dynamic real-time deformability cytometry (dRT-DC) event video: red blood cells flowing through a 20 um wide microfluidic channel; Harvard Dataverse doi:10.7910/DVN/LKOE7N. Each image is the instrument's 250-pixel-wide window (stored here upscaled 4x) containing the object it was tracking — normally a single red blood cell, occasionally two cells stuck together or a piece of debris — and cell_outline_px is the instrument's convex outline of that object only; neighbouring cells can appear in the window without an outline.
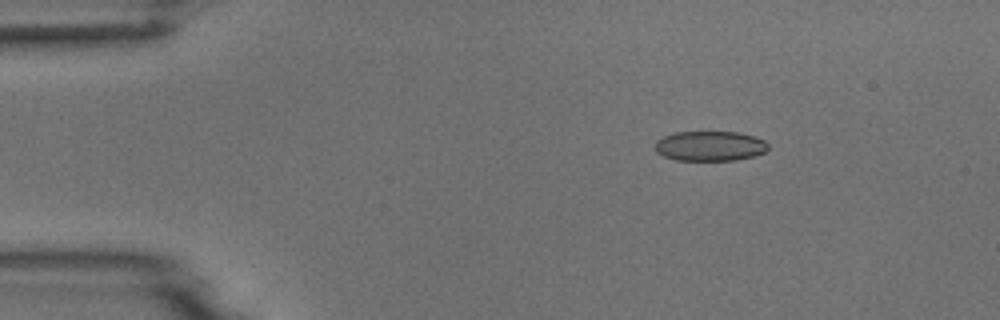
{"species": "common noctule bat (a hibernating species)", "species_latin": "Nyctalus noctula", "temperature_condition": "room temperature", "stored_images_in_passage": 5, "camera_frame_rate_fps": 3000, "um_per_image_px": 0.085, "animal": {"sex": "male", "body_mass_g": 18.8}, "frame": {"image": 1, "passage_image": 3, "time_ms": 2.333, "image_size_px": [1000, 320], "cell_outline_px": [[768, 148], [764, 152], [756, 156], [736, 160], [676, 160], [664, 156], [656, 152], [656, 140], [664, 136], [676, 132], [736, 132], [752, 136], [764, 140], [768, 144]], "centroid_in_image_um": [60.35, 12.41], "position_along_channel_um": 24.7, "area_um2": 19.65}}